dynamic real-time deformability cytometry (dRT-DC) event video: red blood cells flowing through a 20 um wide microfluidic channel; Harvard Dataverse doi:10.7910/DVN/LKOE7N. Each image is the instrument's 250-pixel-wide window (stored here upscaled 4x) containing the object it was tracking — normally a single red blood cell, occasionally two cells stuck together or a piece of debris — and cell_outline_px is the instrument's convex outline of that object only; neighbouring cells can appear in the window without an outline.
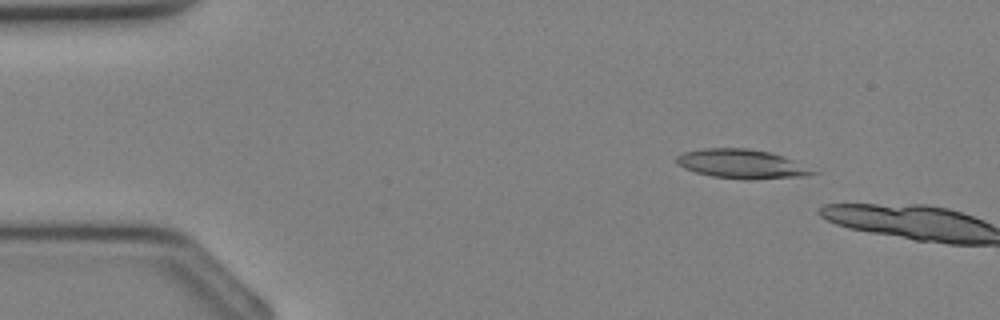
{"species": "Egyptian fruit bat (a non-hibernating species)", "species_latin": "Rousettus aegyptiacus", "temperature_condition": "cold", "stored_images_in_passage": 7, "camera_frame_rate_fps": 3000, "um_per_image_px": 0.085, "animal": {"sex": "female"}, "frame": {"image": 1, "passage_image": 5, "time_ms": 1.333, "image_size_px": [1000, 320], "cell_outline_px": [[820, 172], [808, 176], [712, 176], [696, 172], [684, 168], [676, 160], [676, 156], [684, 152], [700, 148], [748, 148], [772, 152], [784, 156]], "centroid_in_image_um": [63.02, 13.86], "position_along_channel_um": 22.0, "area_um2": 21.91}}